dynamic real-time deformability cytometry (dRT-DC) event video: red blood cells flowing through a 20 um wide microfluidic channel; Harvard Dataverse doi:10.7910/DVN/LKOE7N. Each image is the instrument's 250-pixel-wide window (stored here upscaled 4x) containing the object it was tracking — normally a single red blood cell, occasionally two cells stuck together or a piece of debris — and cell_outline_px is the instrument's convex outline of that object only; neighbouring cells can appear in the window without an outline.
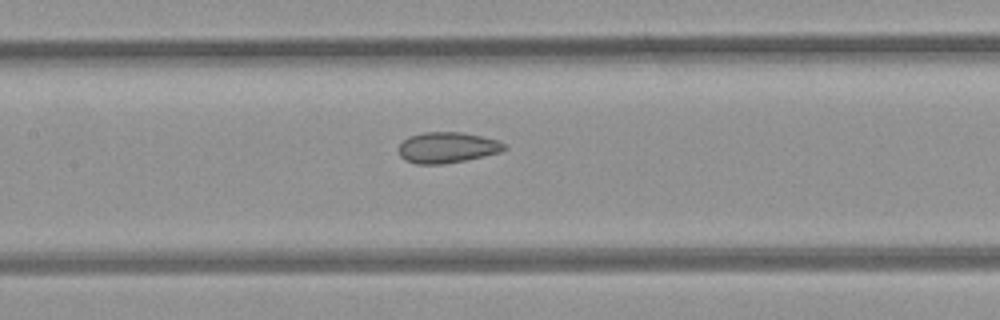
{"species": "common noctule bat (a hibernating species)", "species_latin": "Nyctalus noctula", "temperature_condition": "room temperature", "stored_images_in_passage": 9, "segment_of_instrument_passage": [1, 2], "camera_frame_rate_fps": 3000, "um_per_image_px": 0.085, "animal": {"sex": "female", "body_mass_g": 21.9}, "frame": {"image": 1, "passage_image": 8, "time_ms": 2.333, "image_size_px": [1000, 320], "cell_outline_px": [[508, 148], [500, 152], [464, 160], [440, 164], [416, 164], [404, 160], [400, 156], [400, 144], [408, 136], [424, 132], [460, 132], [500, 140]], "centroid_in_image_um": [38.01, 12.53], "position_along_channel_um": 169.4, "area_um2": 18.84}}